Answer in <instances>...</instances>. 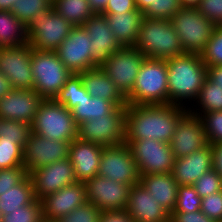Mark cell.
<instances>
[{"mask_svg": "<svg viewBox=\"0 0 222 222\" xmlns=\"http://www.w3.org/2000/svg\"><path fill=\"white\" fill-rule=\"evenodd\" d=\"M187 107L173 104L126 106L125 140L154 139L170 143Z\"/></svg>", "mask_w": 222, "mask_h": 222, "instance_id": "cell-1", "label": "cell"}, {"mask_svg": "<svg viewBox=\"0 0 222 222\" xmlns=\"http://www.w3.org/2000/svg\"><path fill=\"white\" fill-rule=\"evenodd\" d=\"M166 63L168 104L182 107L185 105L188 108L192 105V101L194 103L198 97L207 78V66L200 57V54L191 53L167 59Z\"/></svg>", "mask_w": 222, "mask_h": 222, "instance_id": "cell-2", "label": "cell"}, {"mask_svg": "<svg viewBox=\"0 0 222 222\" xmlns=\"http://www.w3.org/2000/svg\"><path fill=\"white\" fill-rule=\"evenodd\" d=\"M146 58L171 59L185 54L170 20L143 17L134 45Z\"/></svg>", "mask_w": 222, "mask_h": 222, "instance_id": "cell-3", "label": "cell"}, {"mask_svg": "<svg viewBox=\"0 0 222 222\" xmlns=\"http://www.w3.org/2000/svg\"><path fill=\"white\" fill-rule=\"evenodd\" d=\"M126 101L130 105L168 104L166 60L144 59Z\"/></svg>", "mask_w": 222, "mask_h": 222, "instance_id": "cell-4", "label": "cell"}, {"mask_svg": "<svg viewBox=\"0 0 222 222\" xmlns=\"http://www.w3.org/2000/svg\"><path fill=\"white\" fill-rule=\"evenodd\" d=\"M32 132L44 138L71 142L78 137L72 112L54 99H45L31 125Z\"/></svg>", "mask_w": 222, "mask_h": 222, "instance_id": "cell-5", "label": "cell"}, {"mask_svg": "<svg viewBox=\"0 0 222 222\" xmlns=\"http://www.w3.org/2000/svg\"><path fill=\"white\" fill-rule=\"evenodd\" d=\"M34 90L44 99H54L72 73L55 51L32 50Z\"/></svg>", "mask_w": 222, "mask_h": 222, "instance_id": "cell-6", "label": "cell"}, {"mask_svg": "<svg viewBox=\"0 0 222 222\" xmlns=\"http://www.w3.org/2000/svg\"><path fill=\"white\" fill-rule=\"evenodd\" d=\"M185 53L201 54L216 25L197 7H181L170 19Z\"/></svg>", "mask_w": 222, "mask_h": 222, "instance_id": "cell-7", "label": "cell"}, {"mask_svg": "<svg viewBox=\"0 0 222 222\" xmlns=\"http://www.w3.org/2000/svg\"><path fill=\"white\" fill-rule=\"evenodd\" d=\"M73 27L51 7L26 25L28 44L36 50L55 51Z\"/></svg>", "mask_w": 222, "mask_h": 222, "instance_id": "cell-8", "label": "cell"}, {"mask_svg": "<svg viewBox=\"0 0 222 222\" xmlns=\"http://www.w3.org/2000/svg\"><path fill=\"white\" fill-rule=\"evenodd\" d=\"M126 106L116 107L110 114L78 125V138L101 146L125 143Z\"/></svg>", "mask_w": 222, "mask_h": 222, "instance_id": "cell-9", "label": "cell"}, {"mask_svg": "<svg viewBox=\"0 0 222 222\" xmlns=\"http://www.w3.org/2000/svg\"><path fill=\"white\" fill-rule=\"evenodd\" d=\"M129 145L140 175L171 173L175 157L170 143L154 139L125 140Z\"/></svg>", "mask_w": 222, "mask_h": 222, "instance_id": "cell-10", "label": "cell"}, {"mask_svg": "<svg viewBox=\"0 0 222 222\" xmlns=\"http://www.w3.org/2000/svg\"><path fill=\"white\" fill-rule=\"evenodd\" d=\"M146 57L135 46L121 47L99 66L126 97L135 84L139 69Z\"/></svg>", "mask_w": 222, "mask_h": 222, "instance_id": "cell-11", "label": "cell"}, {"mask_svg": "<svg viewBox=\"0 0 222 222\" xmlns=\"http://www.w3.org/2000/svg\"><path fill=\"white\" fill-rule=\"evenodd\" d=\"M98 175L126 185L140 183V172L128 144L105 146Z\"/></svg>", "mask_w": 222, "mask_h": 222, "instance_id": "cell-12", "label": "cell"}, {"mask_svg": "<svg viewBox=\"0 0 222 222\" xmlns=\"http://www.w3.org/2000/svg\"><path fill=\"white\" fill-rule=\"evenodd\" d=\"M32 50L28 43L0 48V73L11 82L14 89H34L31 68Z\"/></svg>", "mask_w": 222, "mask_h": 222, "instance_id": "cell-13", "label": "cell"}, {"mask_svg": "<svg viewBox=\"0 0 222 222\" xmlns=\"http://www.w3.org/2000/svg\"><path fill=\"white\" fill-rule=\"evenodd\" d=\"M89 35L83 26H74L68 37L55 50L61 62L72 74L96 68Z\"/></svg>", "mask_w": 222, "mask_h": 222, "instance_id": "cell-14", "label": "cell"}, {"mask_svg": "<svg viewBox=\"0 0 222 222\" xmlns=\"http://www.w3.org/2000/svg\"><path fill=\"white\" fill-rule=\"evenodd\" d=\"M87 201L104 211L126 210L132 185L99 175L84 182Z\"/></svg>", "mask_w": 222, "mask_h": 222, "instance_id": "cell-15", "label": "cell"}, {"mask_svg": "<svg viewBox=\"0 0 222 222\" xmlns=\"http://www.w3.org/2000/svg\"><path fill=\"white\" fill-rule=\"evenodd\" d=\"M70 142L44 138L31 132L23 147V167L29 173L69 156Z\"/></svg>", "mask_w": 222, "mask_h": 222, "instance_id": "cell-16", "label": "cell"}, {"mask_svg": "<svg viewBox=\"0 0 222 222\" xmlns=\"http://www.w3.org/2000/svg\"><path fill=\"white\" fill-rule=\"evenodd\" d=\"M34 189V196L40 200L47 194L77 183L73 165L69 158L53 162L28 173Z\"/></svg>", "mask_w": 222, "mask_h": 222, "instance_id": "cell-17", "label": "cell"}, {"mask_svg": "<svg viewBox=\"0 0 222 222\" xmlns=\"http://www.w3.org/2000/svg\"><path fill=\"white\" fill-rule=\"evenodd\" d=\"M208 144L201 120L187 111L179 119L170 142L175 159L189 155Z\"/></svg>", "mask_w": 222, "mask_h": 222, "instance_id": "cell-18", "label": "cell"}, {"mask_svg": "<svg viewBox=\"0 0 222 222\" xmlns=\"http://www.w3.org/2000/svg\"><path fill=\"white\" fill-rule=\"evenodd\" d=\"M45 99L34 89H12L0 99V118L33 124Z\"/></svg>", "mask_w": 222, "mask_h": 222, "instance_id": "cell-19", "label": "cell"}, {"mask_svg": "<svg viewBox=\"0 0 222 222\" xmlns=\"http://www.w3.org/2000/svg\"><path fill=\"white\" fill-rule=\"evenodd\" d=\"M82 26L91 40L92 57L97 67L122 47L114 37L105 15L94 14Z\"/></svg>", "mask_w": 222, "mask_h": 222, "instance_id": "cell-20", "label": "cell"}, {"mask_svg": "<svg viewBox=\"0 0 222 222\" xmlns=\"http://www.w3.org/2000/svg\"><path fill=\"white\" fill-rule=\"evenodd\" d=\"M40 201L43 217L60 220L87 202L85 185L83 182H77L57 192L47 194Z\"/></svg>", "mask_w": 222, "mask_h": 222, "instance_id": "cell-21", "label": "cell"}, {"mask_svg": "<svg viewBox=\"0 0 222 222\" xmlns=\"http://www.w3.org/2000/svg\"><path fill=\"white\" fill-rule=\"evenodd\" d=\"M104 146L75 138L70 142L69 156L75 178L85 182L98 175L99 164Z\"/></svg>", "mask_w": 222, "mask_h": 222, "instance_id": "cell-22", "label": "cell"}, {"mask_svg": "<svg viewBox=\"0 0 222 222\" xmlns=\"http://www.w3.org/2000/svg\"><path fill=\"white\" fill-rule=\"evenodd\" d=\"M213 169V149L211 144L175 159L172 176L178 185H193L204 173Z\"/></svg>", "mask_w": 222, "mask_h": 222, "instance_id": "cell-23", "label": "cell"}, {"mask_svg": "<svg viewBox=\"0 0 222 222\" xmlns=\"http://www.w3.org/2000/svg\"><path fill=\"white\" fill-rule=\"evenodd\" d=\"M126 211L134 222H165L170 218V214L140 183L132 185Z\"/></svg>", "mask_w": 222, "mask_h": 222, "instance_id": "cell-24", "label": "cell"}, {"mask_svg": "<svg viewBox=\"0 0 222 222\" xmlns=\"http://www.w3.org/2000/svg\"><path fill=\"white\" fill-rule=\"evenodd\" d=\"M79 75L87 93L91 97L111 101L116 107L128 105L126 97L100 67L83 71Z\"/></svg>", "mask_w": 222, "mask_h": 222, "instance_id": "cell-25", "label": "cell"}, {"mask_svg": "<svg viewBox=\"0 0 222 222\" xmlns=\"http://www.w3.org/2000/svg\"><path fill=\"white\" fill-rule=\"evenodd\" d=\"M140 184L171 215L177 203L178 183L171 173L141 175Z\"/></svg>", "mask_w": 222, "mask_h": 222, "instance_id": "cell-26", "label": "cell"}, {"mask_svg": "<svg viewBox=\"0 0 222 222\" xmlns=\"http://www.w3.org/2000/svg\"><path fill=\"white\" fill-rule=\"evenodd\" d=\"M106 16L112 33L122 47L136 44L140 24L144 17L142 11L124 13H101Z\"/></svg>", "mask_w": 222, "mask_h": 222, "instance_id": "cell-27", "label": "cell"}, {"mask_svg": "<svg viewBox=\"0 0 222 222\" xmlns=\"http://www.w3.org/2000/svg\"><path fill=\"white\" fill-rule=\"evenodd\" d=\"M28 43L26 25L11 11L0 10V48Z\"/></svg>", "mask_w": 222, "mask_h": 222, "instance_id": "cell-28", "label": "cell"}, {"mask_svg": "<svg viewBox=\"0 0 222 222\" xmlns=\"http://www.w3.org/2000/svg\"><path fill=\"white\" fill-rule=\"evenodd\" d=\"M35 199L32 181L27 175L18 185L0 192V208L3 215L9 214L19 207L31 204Z\"/></svg>", "mask_w": 222, "mask_h": 222, "instance_id": "cell-29", "label": "cell"}, {"mask_svg": "<svg viewBox=\"0 0 222 222\" xmlns=\"http://www.w3.org/2000/svg\"><path fill=\"white\" fill-rule=\"evenodd\" d=\"M116 106L108 100L83 95L79 104L71 110L77 126L85 121H90L110 114Z\"/></svg>", "mask_w": 222, "mask_h": 222, "instance_id": "cell-30", "label": "cell"}, {"mask_svg": "<svg viewBox=\"0 0 222 222\" xmlns=\"http://www.w3.org/2000/svg\"><path fill=\"white\" fill-rule=\"evenodd\" d=\"M187 110L198 117L211 111H222V88L216 86V84L207 77L198 97Z\"/></svg>", "mask_w": 222, "mask_h": 222, "instance_id": "cell-31", "label": "cell"}, {"mask_svg": "<svg viewBox=\"0 0 222 222\" xmlns=\"http://www.w3.org/2000/svg\"><path fill=\"white\" fill-rule=\"evenodd\" d=\"M52 7L73 26H82L94 15L88 0H53Z\"/></svg>", "mask_w": 222, "mask_h": 222, "instance_id": "cell-32", "label": "cell"}, {"mask_svg": "<svg viewBox=\"0 0 222 222\" xmlns=\"http://www.w3.org/2000/svg\"><path fill=\"white\" fill-rule=\"evenodd\" d=\"M83 95L89 94L83 85L82 78L79 74H72L54 100L71 111L79 104Z\"/></svg>", "mask_w": 222, "mask_h": 222, "instance_id": "cell-33", "label": "cell"}, {"mask_svg": "<svg viewBox=\"0 0 222 222\" xmlns=\"http://www.w3.org/2000/svg\"><path fill=\"white\" fill-rule=\"evenodd\" d=\"M31 132V125L28 123L0 118V139L15 140L23 148Z\"/></svg>", "mask_w": 222, "mask_h": 222, "instance_id": "cell-34", "label": "cell"}, {"mask_svg": "<svg viewBox=\"0 0 222 222\" xmlns=\"http://www.w3.org/2000/svg\"><path fill=\"white\" fill-rule=\"evenodd\" d=\"M51 7V0H17L11 8V12L27 25L30 20Z\"/></svg>", "mask_w": 222, "mask_h": 222, "instance_id": "cell-35", "label": "cell"}, {"mask_svg": "<svg viewBox=\"0 0 222 222\" xmlns=\"http://www.w3.org/2000/svg\"><path fill=\"white\" fill-rule=\"evenodd\" d=\"M200 57L207 67L222 66V25L216 26Z\"/></svg>", "mask_w": 222, "mask_h": 222, "instance_id": "cell-36", "label": "cell"}, {"mask_svg": "<svg viewBox=\"0 0 222 222\" xmlns=\"http://www.w3.org/2000/svg\"><path fill=\"white\" fill-rule=\"evenodd\" d=\"M23 167V148L15 140L0 139V169Z\"/></svg>", "mask_w": 222, "mask_h": 222, "instance_id": "cell-37", "label": "cell"}, {"mask_svg": "<svg viewBox=\"0 0 222 222\" xmlns=\"http://www.w3.org/2000/svg\"><path fill=\"white\" fill-rule=\"evenodd\" d=\"M202 198L193 185H179L177 203L173 212H196L201 208Z\"/></svg>", "mask_w": 222, "mask_h": 222, "instance_id": "cell-38", "label": "cell"}, {"mask_svg": "<svg viewBox=\"0 0 222 222\" xmlns=\"http://www.w3.org/2000/svg\"><path fill=\"white\" fill-rule=\"evenodd\" d=\"M208 143L215 145L222 142V111H211L199 116Z\"/></svg>", "mask_w": 222, "mask_h": 222, "instance_id": "cell-39", "label": "cell"}, {"mask_svg": "<svg viewBox=\"0 0 222 222\" xmlns=\"http://www.w3.org/2000/svg\"><path fill=\"white\" fill-rule=\"evenodd\" d=\"M42 217L41 201L35 199L31 204L3 215L1 222H39Z\"/></svg>", "mask_w": 222, "mask_h": 222, "instance_id": "cell-40", "label": "cell"}, {"mask_svg": "<svg viewBox=\"0 0 222 222\" xmlns=\"http://www.w3.org/2000/svg\"><path fill=\"white\" fill-rule=\"evenodd\" d=\"M181 7L180 0H155L143 14L151 19L170 20Z\"/></svg>", "mask_w": 222, "mask_h": 222, "instance_id": "cell-41", "label": "cell"}, {"mask_svg": "<svg viewBox=\"0 0 222 222\" xmlns=\"http://www.w3.org/2000/svg\"><path fill=\"white\" fill-rule=\"evenodd\" d=\"M193 186L198 195L203 198L222 190V177L212 169L201 175Z\"/></svg>", "mask_w": 222, "mask_h": 222, "instance_id": "cell-42", "label": "cell"}, {"mask_svg": "<svg viewBox=\"0 0 222 222\" xmlns=\"http://www.w3.org/2000/svg\"><path fill=\"white\" fill-rule=\"evenodd\" d=\"M102 211L90 202L82 204L64 217L60 222H99Z\"/></svg>", "mask_w": 222, "mask_h": 222, "instance_id": "cell-43", "label": "cell"}, {"mask_svg": "<svg viewBox=\"0 0 222 222\" xmlns=\"http://www.w3.org/2000/svg\"><path fill=\"white\" fill-rule=\"evenodd\" d=\"M200 210L214 221L222 219V190L202 198Z\"/></svg>", "mask_w": 222, "mask_h": 222, "instance_id": "cell-44", "label": "cell"}, {"mask_svg": "<svg viewBox=\"0 0 222 222\" xmlns=\"http://www.w3.org/2000/svg\"><path fill=\"white\" fill-rule=\"evenodd\" d=\"M27 175L24 167L0 169V192H5L18 185Z\"/></svg>", "mask_w": 222, "mask_h": 222, "instance_id": "cell-45", "label": "cell"}, {"mask_svg": "<svg viewBox=\"0 0 222 222\" xmlns=\"http://www.w3.org/2000/svg\"><path fill=\"white\" fill-rule=\"evenodd\" d=\"M197 9L216 26L222 25V0H202Z\"/></svg>", "mask_w": 222, "mask_h": 222, "instance_id": "cell-46", "label": "cell"}, {"mask_svg": "<svg viewBox=\"0 0 222 222\" xmlns=\"http://www.w3.org/2000/svg\"><path fill=\"white\" fill-rule=\"evenodd\" d=\"M170 218L174 222H215L201 210L196 212H172Z\"/></svg>", "mask_w": 222, "mask_h": 222, "instance_id": "cell-47", "label": "cell"}, {"mask_svg": "<svg viewBox=\"0 0 222 222\" xmlns=\"http://www.w3.org/2000/svg\"><path fill=\"white\" fill-rule=\"evenodd\" d=\"M137 10L134 0H109L102 13H124Z\"/></svg>", "mask_w": 222, "mask_h": 222, "instance_id": "cell-48", "label": "cell"}, {"mask_svg": "<svg viewBox=\"0 0 222 222\" xmlns=\"http://www.w3.org/2000/svg\"><path fill=\"white\" fill-rule=\"evenodd\" d=\"M99 222H134L126 210L104 211Z\"/></svg>", "mask_w": 222, "mask_h": 222, "instance_id": "cell-49", "label": "cell"}, {"mask_svg": "<svg viewBox=\"0 0 222 222\" xmlns=\"http://www.w3.org/2000/svg\"><path fill=\"white\" fill-rule=\"evenodd\" d=\"M213 149V169L222 177V142L211 145Z\"/></svg>", "mask_w": 222, "mask_h": 222, "instance_id": "cell-50", "label": "cell"}, {"mask_svg": "<svg viewBox=\"0 0 222 222\" xmlns=\"http://www.w3.org/2000/svg\"><path fill=\"white\" fill-rule=\"evenodd\" d=\"M207 77L222 88V66L207 67Z\"/></svg>", "mask_w": 222, "mask_h": 222, "instance_id": "cell-51", "label": "cell"}, {"mask_svg": "<svg viewBox=\"0 0 222 222\" xmlns=\"http://www.w3.org/2000/svg\"><path fill=\"white\" fill-rule=\"evenodd\" d=\"M108 1L109 0H88V3L94 14H100L105 10Z\"/></svg>", "mask_w": 222, "mask_h": 222, "instance_id": "cell-52", "label": "cell"}, {"mask_svg": "<svg viewBox=\"0 0 222 222\" xmlns=\"http://www.w3.org/2000/svg\"><path fill=\"white\" fill-rule=\"evenodd\" d=\"M13 89L11 82L0 73V99Z\"/></svg>", "mask_w": 222, "mask_h": 222, "instance_id": "cell-53", "label": "cell"}, {"mask_svg": "<svg viewBox=\"0 0 222 222\" xmlns=\"http://www.w3.org/2000/svg\"><path fill=\"white\" fill-rule=\"evenodd\" d=\"M139 11L144 12L155 0H134Z\"/></svg>", "mask_w": 222, "mask_h": 222, "instance_id": "cell-54", "label": "cell"}, {"mask_svg": "<svg viewBox=\"0 0 222 222\" xmlns=\"http://www.w3.org/2000/svg\"><path fill=\"white\" fill-rule=\"evenodd\" d=\"M17 0H0V10L2 11H11V8L13 7L14 3H16Z\"/></svg>", "mask_w": 222, "mask_h": 222, "instance_id": "cell-55", "label": "cell"}, {"mask_svg": "<svg viewBox=\"0 0 222 222\" xmlns=\"http://www.w3.org/2000/svg\"><path fill=\"white\" fill-rule=\"evenodd\" d=\"M202 0H180V4L183 7H197Z\"/></svg>", "mask_w": 222, "mask_h": 222, "instance_id": "cell-56", "label": "cell"}, {"mask_svg": "<svg viewBox=\"0 0 222 222\" xmlns=\"http://www.w3.org/2000/svg\"><path fill=\"white\" fill-rule=\"evenodd\" d=\"M39 222H60L59 220L42 217Z\"/></svg>", "mask_w": 222, "mask_h": 222, "instance_id": "cell-57", "label": "cell"}, {"mask_svg": "<svg viewBox=\"0 0 222 222\" xmlns=\"http://www.w3.org/2000/svg\"><path fill=\"white\" fill-rule=\"evenodd\" d=\"M2 217H3V213H2L1 208H0V222L2 220Z\"/></svg>", "mask_w": 222, "mask_h": 222, "instance_id": "cell-58", "label": "cell"}, {"mask_svg": "<svg viewBox=\"0 0 222 222\" xmlns=\"http://www.w3.org/2000/svg\"><path fill=\"white\" fill-rule=\"evenodd\" d=\"M165 222H174L171 218H169L167 221Z\"/></svg>", "mask_w": 222, "mask_h": 222, "instance_id": "cell-59", "label": "cell"}]
</instances>
